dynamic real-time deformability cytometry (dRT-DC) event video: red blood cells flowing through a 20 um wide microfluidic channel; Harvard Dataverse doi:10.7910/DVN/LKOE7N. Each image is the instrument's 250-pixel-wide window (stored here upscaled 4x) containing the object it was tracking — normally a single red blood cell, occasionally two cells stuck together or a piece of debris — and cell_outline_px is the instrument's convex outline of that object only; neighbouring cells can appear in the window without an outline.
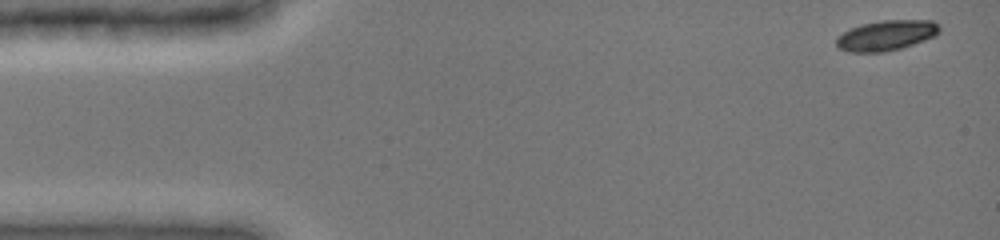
{"species": "common noctule bat (a hibernating species)", "species_latin": "Nyctalus noctula", "temperature_condition": "cold", "stored_images_in_passage": 38, "camera_frame_rate_fps": 3000, "um_per_image_px": 0.085, "animal": {"sex": "female", "body_mass_g": 19.0, "forearm_length_mm": 51.5}, "frame": {"image": 1, "passage_image": 1, "time_ms": 0.0, "image_size_px": [1000, 240], "cell_outline_px": [[940, 32], [936, 36], [900, 48], [884, 52], [848, 52], [836, 48], [836, 36], [848, 28], [860, 24], [880, 20], [932, 20], [940, 24]], "centroid_in_image_um": [75.3, 3.0], "position_along_channel_um": 9.7, "area_um2": 18.55}}
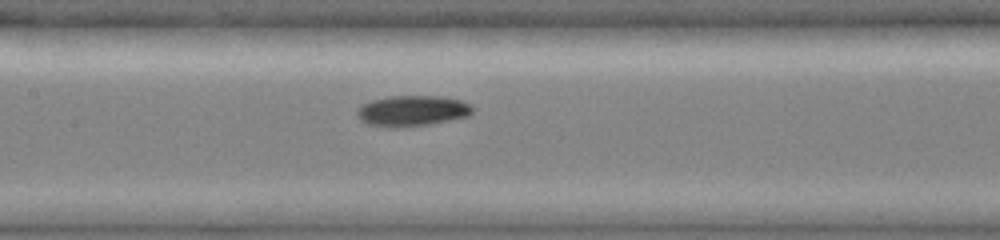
{"frame": {"image": 2, "passage_image": 16, "time_ms": 7.0, "image_size_px": [1000, 240], "cell_outline_px": [[476, 108], [468, 116], [428, 124], [404, 128], [388, 128], [368, 124], [360, 120], [356, 116], [356, 108], [360, 104], [372, 100], [388, 96], [440, 96], [460, 100], [472, 104]], "centroid_in_image_um": [35.0, 9.42], "position_along_channel_um": 172.4, "area_um2": 21.1}}
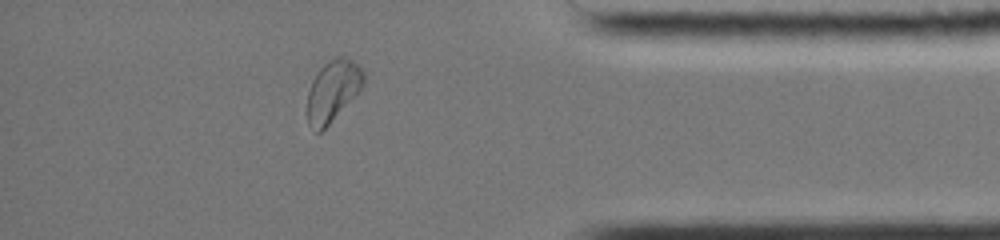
{"frame": {"image": 3, "passage_image": 33, "time_ms": 13.333, "image_size_px": [1000, 240], "cell_outline_px": [[364, 84], [328, 124], [320, 132], [316, 132], [308, 124], [308, 92], [312, 80], [320, 68], [328, 60], [336, 56], [340, 56], [352, 60], [364, 72]], "centroid_in_image_um": [28.27, 7.68], "position_along_channel_um": 406.9, "area_um2": 19.48}, "authors_computed_cell_mechanics": {"area_um2": 19.4497, "velocity_mm_per_s": 3.9414, "shape_relaxation_time_tau1_ms": 2.9681, "shape_relaxation_time_tau2_ms": null, "deformation_change_tau1": 0.096, "deformation_change_tau2": null}}